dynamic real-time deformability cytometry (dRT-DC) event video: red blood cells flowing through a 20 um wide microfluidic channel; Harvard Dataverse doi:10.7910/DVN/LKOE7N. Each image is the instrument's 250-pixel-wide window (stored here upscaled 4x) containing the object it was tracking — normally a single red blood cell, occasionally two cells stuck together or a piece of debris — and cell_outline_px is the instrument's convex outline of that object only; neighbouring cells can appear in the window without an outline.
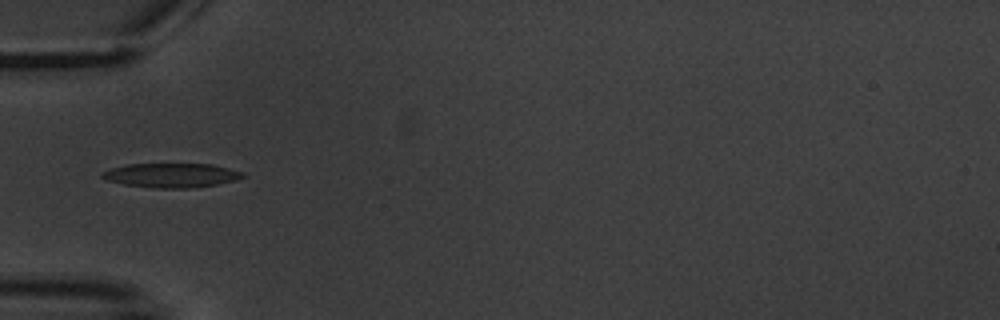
{"species": "common noctule bat (a hibernating species)", "species_latin": "Nyctalus noctula", "temperature_condition": "warm", "stored_images_in_passage": 15, "camera_frame_rate_fps": 3000, "um_per_image_px": 0.085, "animal": {"sex": "male", "body_mass_g": 20.1, "forearm_length_mm": 53.5}, "frame": {"image": 1, "passage_image": 5, "time_ms": 6.0, "image_size_px": [1000, 320], "cell_outline_px": [[248, 176], [236, 180], [216, 184], [188, 188], [156, 188], [124, 184], [104, 180], [100, 176], [100, 172], [124, 164], [212, 164], [244, 172]], "centroid_in_image_um": [14.55, 14.89], "position_along_channel_um": 70.5, "area_um2": 20.0}}
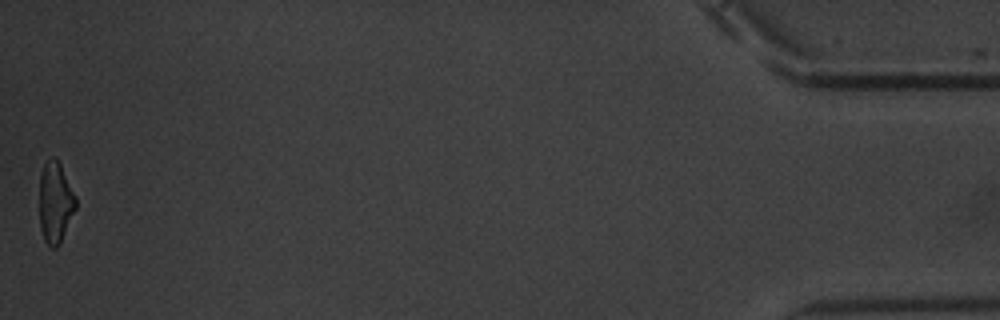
{"frame": {"image": 2, "passage_image": 15, "time_ms": 19.0, "image_size_px": [1000, 320], "cell_outline_px": [[76, 208], [60, 244], [56, 248], [52, 248], [44, 240], [40, 228], [40, 176], [44, 164], [52, 156], [56, 156], [76, 196]], "centroid_in_image_um": [4.71, 17.21], "position_along_channel_um": 430.5, "area_um2": 17.17}, "authors_computed_cell_mechanics": {"area_um2": 19.1896, "velocity_mm_per_s": 3.4542, "shape_relaxation_time_tau1_ms": 5.5882, "shape_relaxation_time_tau2_ms": 2.0887, "deformation_change_tau1": 0.1521, "deformation_change_tau2": 0.0897}}